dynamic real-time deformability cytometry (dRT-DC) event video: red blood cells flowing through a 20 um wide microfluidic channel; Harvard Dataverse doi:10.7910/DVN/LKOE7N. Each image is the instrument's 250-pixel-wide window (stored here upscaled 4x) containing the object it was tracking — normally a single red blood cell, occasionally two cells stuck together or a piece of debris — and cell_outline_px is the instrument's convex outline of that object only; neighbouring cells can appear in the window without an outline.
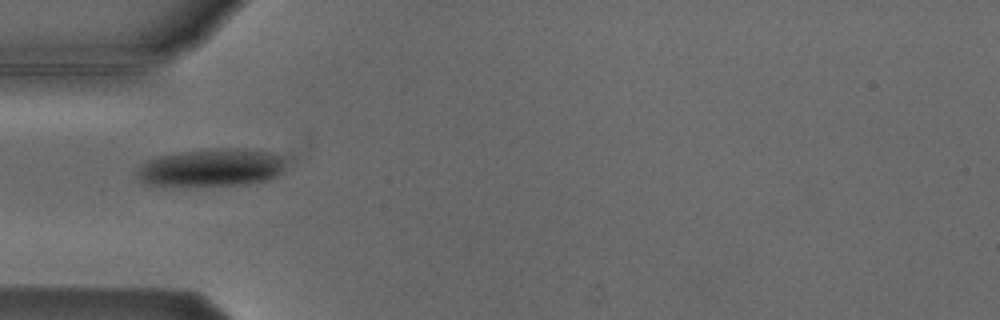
{"species": "Egyptian fruit bat (a non-hibernating species)", "species_latin": "Rousettus aegyptiacus", "temperature_condition": "cold", "stored_images_in_passage": 4, "camera_frame_rate_fps": 3000, "um_per_image_px": 0.085, "animal": {"sex": "male"}, "frame": {"image": 1, "passage_image": 1, "time_ms": 0.0, "image_size_px": [1000, 320], "cell_outline_px": [[284, 168], [276, 176], [268, 180], [244, 184], [180, 188], [144, 184], [136, 176], [136, 168], [144, 160], [160, 156], [180, 152], [208, 148], [244, 148], [276, 152], [284, 156]], "centroid_in_image_um": [17.91, 14.26], "position_along_channel_um": 67.1, "area_um2": 34.16}}
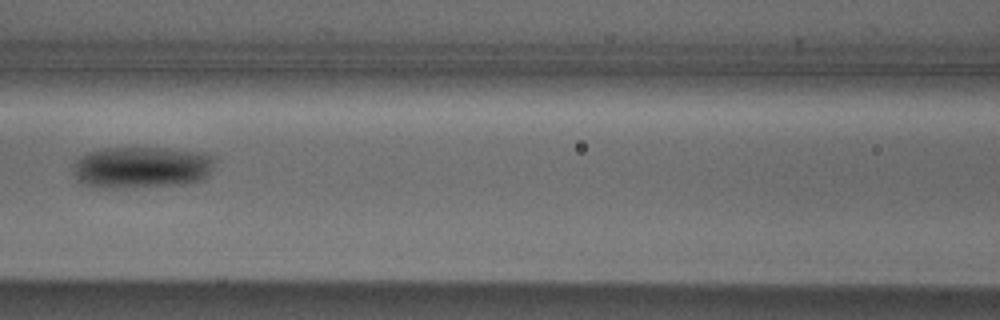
{"frame": {"image": 2, "passage_image": 3, "time_ms": 2.333, "image_size_px": [1000, 320], "cell_outline_px": [[216, 156], [212, 168], [208, 176], [204, 180], [188, 184], [116, 188], [100, 188], [84, 184], [76, 180], [72, 172], [72, 164], [80, 156], [88, 152], [104, 148], [168, 148], [200, 152]], "centroid_in_image_um": [12.03, 14.23], "position_along_channel_um": 154.6, "area_um2": 35.03}}
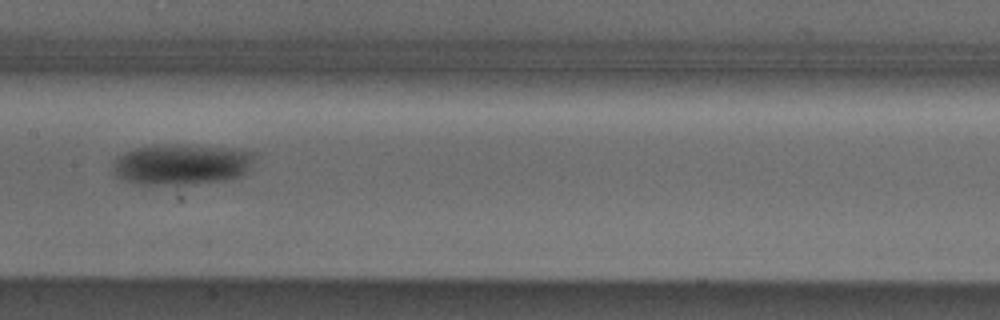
{"frame": {"image": 3, "passage_image": 4, "time_ms": 3.333, "image_size_px": [1000, 320], "cell_outline_px": [[256, 156], [248, 168], [240, 176], [228, 180], [180, 184], [140, 184], [124, 180], [116, 176], [112, 164], [112, 160], [116, 156], [124, 152], [136, 148], [156, 144], [184, 144], [224, 148], [256, 152]], "centroid_in_image_um": [15.39, 13.95], "position_along_channel_um": 192.0, "area_um2": 33.7}}